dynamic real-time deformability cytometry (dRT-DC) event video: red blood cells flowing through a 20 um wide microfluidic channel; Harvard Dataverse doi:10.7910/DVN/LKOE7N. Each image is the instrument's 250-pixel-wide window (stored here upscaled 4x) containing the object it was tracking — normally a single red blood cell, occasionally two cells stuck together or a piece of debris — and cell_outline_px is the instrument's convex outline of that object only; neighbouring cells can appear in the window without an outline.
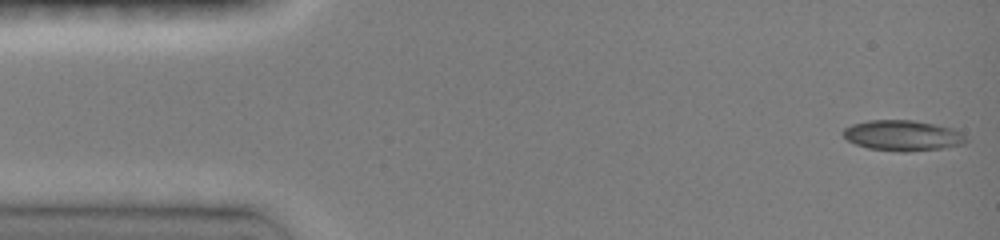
{"species": "common noctule bat (a hibernating species)", "species_latin": "Nyctalus noctula", "temperature_condition": "room temperature", "stored_images_in_passage": 35, "camera_frame_rate_fps": 3000, "um_per_image_px": 0.085, "animal": {"sex": "female", "body_mass_g": 19.0, "forearm_length_mm": 51.5}, "frame": {"image": 1, "passage_image": 1, "time_ms": 0.0, "image_size_px": [1000, 240], "cell_outline_px": [[968, 140], [964, 144], [944, 148], [904, 152], [900, 152], [868, 148], [856, 144], [848, 140], [840, 132], [844, 128], [852, 124], [868, 120], [912, 120], [936, 124], [952, 128], [960, 132]], "centroid_in_image_um": [76.72, 11.52], "position_along_channel_um": 8.3, "area_um2": 21.96}}
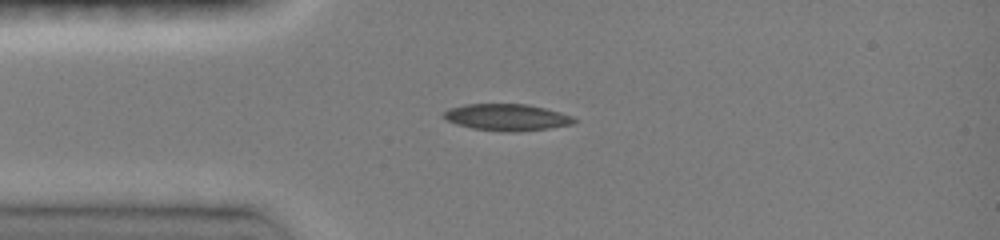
{"frame": {"image": 2, "passage_image": 10, "time_ms": 3.333, "image_size_px": [1000, 240], "cell_outline_px": [[580, 120], [572, 124], [548, 128], [516, 132], [504, 132], [472, 128], [456, 124], [444, 120], [440, 116], [448, 108], [464, 104], [528, 104], [560, 112], [572, 116]], "centroid_in_image_um": [43.04, 9.97], "position_along_channel_um": 42.0, "area_um2": 20.52}}
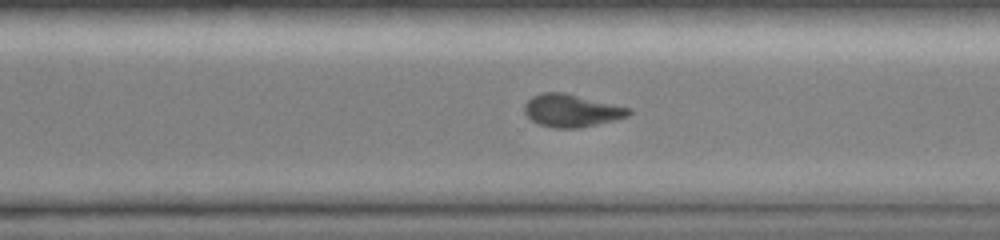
{"frame": {"image": 3, "passage_image": 32, "time_ms": 10.667, "image_size_px": [1000, 240], "cell_outline_px": [[632, 112], [628, 116], [580, 128], [556, 128], [540, 124], [532, 120], [524, 112], [524, 104], [532, 96], [540, 92], [564, 92], [632, 108]], "centroid_in_image_um": [48.58, 9.38], "position_along_channel_um": 322.0, "area_um2": 19.83}}